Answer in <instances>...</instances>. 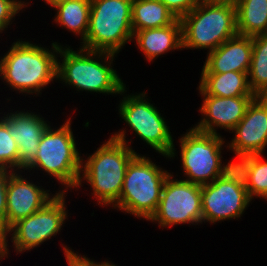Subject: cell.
<instances>
[{"mask_svg": "<svg viewBox=\"0 0 267 266\" xmlns=\"http://www.w3.org/2000/svg\"><path fill=\"white\" fill-rule=\"evenodd\" d=\"M125 131L122 129L114 133L107 142L89 155L87 161L82 159V175L77 188L86 180L98 205L114 206L118 202L128 163L138 154L129 147Z\"/></svg>", "mask_w": 267, "mask_h": 266, "instance_id": "6da1fadb", "label": "cell"}, {"mask_svg": "<svg viewBox=\"0 0 267 266\" xmlns=\"http://www.w3.org/2000/svg\"><path fill=\"white\" fill-rule=\"evenodd\" d=\"M180 21L184 49H209L210 52L238 34L234 3L201 0Z\"/></svg>", "mask_w": 267, "mask_h": 266, "instance_id": "277c9868", "label": "cell"}, {"mask_svg": "<svg viewBox=\"0 0 267 266\" xmlns=\"http://www.w3.org/2000/svg\"><path fill=\"white\" fill-rule=\"evenodd\" d=\"M59 54L63 59L62 63L57 59L56 80L77 88V91L85 90L108 95L116 93L121 95L126 92L125 84L111 66L116 54L83 48L74 51L70 46L64 48L61 45Z\"/></svg>", "mask_w": 267, "mask_h": 266, "instance_id": "3957f363", "label": "cell"}, {"mask_svg": "<svg viewBox=\"0 0 267 266\" xmlns=\"http://www.w3.org/2000/svg\"><path fill=\"white\" fill-rule=\"evenodd\" d=\"M17 0H0V33L12 24L13 18L20 12L27 2ZM11 22V23H10Z\"/></svg>", "mask_w": 267, "mask_h": 266, "instance_id": "484cf974", "label": "cell"}, {"mask_svg": "<svg viewBox=\"0 0 267 266\" xmlns=\"http://www.w3.org/2000/svg\"><path fill=\"white\" fill-rule=\"evenodd\" d=\"M46 190L13 171L7 184L6 233L19 220L25 219L41 209L54 196Z\"/></svg>", "mask_w": 267, "mask_h": 266, "instance_id": "9a60e30c", "label": "cell"}, {"mask_svg": "<svg viewBox=\"0 0 267 266\" xmlns=\"http://www.w3.org/2000/svg\"><path fill=\"white\" fill-rule=\"evenodd\" d=\"M12 172L7 169H0V239L6 234L7 184Z\"/></svg>", "mask_w": 267, "mask_h": 266, "instance_id": "4316f807", "label": "cell"}, {"mask_svg": "<svg viewBox=\"0 0 267 266\" xmlns=\"http://www.w3.org/2000/svg\"><path fill=\"white\" fill-rule=\"evenodd\" d=\"M18 147L9 134L7 126L0 120V169L17 171Z\"/></svg>", "mask_w": 267, "mask_h": 266, "instance_id": "d4e9b609", "label": "cell"}, {"mask_svg": "<svg viewBox=\"0 0 267 266\" xmlns=\"http://www.w3.org/2000/svg\"><path fill=\"white\" fill-rule=\"evenodd\" d=\"M203 96V104L199 111L205 117L194 127L196 130L218 134L216 129L232 131L244 117L248 105L256 96L217 97ZM215 127H217L215 129Z\"/></svg>", "mask_w": 267, "mask_h": 266, "instance_id": "2e32d148", "label": "cell"}, {"mask_svg": "<svg viewBox=\"0 0 267 266\" xmlns=\"http://www.w3.org/2000/svg\"><path fill=\"white\" fill-rule=\"evenodd\" d=\"M162 2L178 19L191 12L201 0H159Z\"/></svg>", "mask_w": 267, "mask_h": 266, "instance_id": "83f0119b", "label": "cell"}, {"mask_svg": "<svg viewBox=\"0 0 267 266\" xmlns=\"http://www.w3.org/2000/svg\"><path fill=\"white\" fill-rule=\"evenodd\" d=\"M251 202L242 175L235 166L213 182L201 186L202 222L236 219Z\"/></svg>", "mask_w": 267, "mask_h": 266, "instance_id": "8fae6325", "label": "cell"}, {"mask_svg": "<svg viewBox=\"0 0 267 266\" xmlns=\"http://www.w3.org/2000/svg\"><path fill=\"white\" fill-rule=\"evenodd\" d=\"M248 83L255 96L267 97V34L253 36Z\"/></svg>", "mask_w": 267, "mask_h": 266, "instance_id": "cb8c5ba5", "label": "cell"}, {"mask_svg": "<svg viewBox=\"0 0 267 266\" xmlns=\"http://www.w3.org/2000/svg\"><path fill=\"white\" fill-rule=\"evenodd\" d=\"M198 89L201 95L217 97L255 96L244 72L201 73Z\"/></svg>", "mask_w": 267, "mask_h": 266, "instance_id": "d6986e66", "label": "cell"}, {"mask_svg": "<svg viewBox=\"0 0 267 266\" xmlns=\"http://www.w3.org/2000/svg\"><path fill=\"white\" fill-rule=\"evenodd\" d=\"M132 39L150 62L169 50L183 49L181 21L177 18L165 27L136 31Z\"/></svg>", "mask_w": 267, "mask_h": 266, "instance_id": "ac0fdd59", "label": "cell"}, {"mask_svg": "<svg viewBox=\"0 0 267 266\" xmlns=\"http://www.w3.org/2000/svg\"><path fill=\"white\" fill-rule=\"evenodd\" d=\"M76 147L75 137L71 128L70 118L54 130L49 125L43 133L34 162L28 170L43 169L49 176L66 187L77 188L80 175L82 156ZM66 185V186H65Z\"/></svg>", "mask_w": 267, "mask_h": 266, "instance_id": "52a82bcc", "label": "cell"}, {"mask_svg": "<svg viewBox=\"0 0 267 266\" xmlns=\"http://www.w3.org/2000/svg\"><path fill=\"white\" fill-rule=\"evenodd\" d=\"M103 266H116L115 264L110 263L109 261L103 262Z\"/></svg>", "mask_w": 267, "mask_h": 266, "instance_id": "1f68e13d", "label": "cell"}, {"mask_svg": "<svg viewBox=\"0 0 267 266\" xmlns=\"http://www.w3.org/2000/svg\"><path fill=\"white\" fill-rule=\"evenodd\" d=\"M253 37L237 34L228 39L215 50L208 52L201 73H249Z\"/></svg>", "mask_w": 267, "mask_h": 266, "instance_id": "e0dca14e", "label": "cell"}, {"mask_svg": "<svg viewBox=\"0 0 267 266\" xmlns=\"http://www.w3.org/2000/svg\"><path fill=\"white\" fill-rule=\"evenodd\" d=\"M133 0H91L88 32L83 49L118 54L133 40Z\"/></svg>", "mask_w": 267, "mask_h": 266, "instance_id": "8992f818", "label": "cell"}, {"mask_svg": "<svg viewBox=\"0 0 267 266\" xmlns=\"http://www.w3.org/2000/svg\"><path fill=\"white\" fill-rule=\"evenodd\" d=\"M235 5L239 35L267 34V0H239Z\"/></svg>", "mask_w": 267, "mask_h": 266, "instance_id": "44dd1931", "label": "cell"}, {"mask_svg": "<svg viewBox=\"0 0 267 266\" xmlns=\"http://www.w3.org/2000/svg\"><path fill=\"white\" fill-rule=\"evenodd\" d=\"M225 141L220 134L196 130L194 127L180 138L184 179L200 186L209 184L233 167V160L222 165L221 150Z\"/></svg>", "mask_w": 267, "mask_h": 266, "instance_id": "ba28073f", "label": "cell"}, {"mask_svg": "<svg viewBox=\"0 0 267 266\" xmlns=\"http://www.w3.org/2000/svg\"><path fill=\"white\" fill-rule=\"evenodd\" d=\"M57 11L54 21L83 41L88 32L91 0H66L54 7Z\"/></svg>", "mask_w": 267, "mask_h": 266, "instance_id": "603a6c76", "label": "cell"}, {"mask_svg": "<svg viewBox=\"0 0 267 266\" xmlns=\"http://www.w3.org/2000/svg\"><path fill=\"white\" fill-rule=\"evenodd\" d=\"M262 155H249L233 162L242 175L251 201L253 197L267 200V160L264 161Z\"/></svg>", "mask_w": 267, "mask_h": 266, "instance_id": "7402d4cb", "label": "cell"}, {"mask_svg": "<svg viewBox=\"0 0 267 266\" xmlns=\"http://www.w3.org/2000/svg\"><path fill=\"white\" fill-rule=\"evenodd\" d=\"M146 93L123 97L119 104L120 117L144 142L164 157H175L173 138L165 118L145 99Z\"/></svg>", "mask_w": 267, "mask_h": 266, "instance_id": "30bf717a", "label": "cell"}, {"mask_svg": "<svg viewBox=\"0 0 267 266\" xmlns=\"http://www.w3.org/2000/svg\"><path fill=\"white\" fill-rule=\"evenodd\" d=\"M239 0H217V2H229L236 4Z\"/></svg>", "mask_w": 267, "mask_h": 266, "instance_id": "4dcf8cb0", "label": "cell"}, {"mask_svg": "<svg viewBox=\"0 0 267 266\" xmlns=\"http://www.w3.org/2000/svg\"><path fill=\"white\" fill-rule=\"evenodd\" d=\"M148 221L158 222L159 227L202 224L201 186L173 179L170 173L164 182L157 210Z\"/></svg>", "mask_w": 267, "mask_h": 266, "instance_id": "7c38bea8", "label": "cell"}, {"mask_svg": "<svg viewBox=\"0 0 267 266\" xmlns=\"http://www.w3.org/2000/svg\"><path fill=\"white\" fill-rule=\"evenodd\" d=\"M66 190L58 191L54 197L46 203L41 209L15 223L7 233L0 239V260L7 258L8 235L14 248L18 253L31 251L35 247H39L48 239H52L60 232L65 220L67 219V211L65 205Z\"/></svg>", "mask_w": 267, "mask_h": 266, "instance_id": "9c48e42d", "label": "cell"}, {"mask_svg": "<svg viewBox=\"0 0 267 266\" xmlns=\"http://www.w3.org/2000/svg\"><path fill=\"white\" fill-rule=\"evenodd\" d=\"M132 31L171 25L177 17L159 0L132 1Z\"/></svg>", "mask_w": 267, "mask_h": 266, "instance_id": "ffe728a7", "label": "cell"}, {"mask_svg": "<svg viewBox=\"0 0 267 266\" xmlns=\"http://www.w3.org/2000/svg\"><path fill=\"white\" fill-rule=\"evenodd\" d=\"M66 262L68 266H103V262H95L94 260H90V258H86V256L78 255L72 249L67 248V246L63 247Z\"/></svg>", "mask_w": 267, "mask_h": 266, "instance_id": "f1b7e54d", "label": "cell"}, {"mask_svg": "<svg viewBox=\"0 0 267 266\" xmlns=\"http://www.w3.org/2000/svg\"><path fill=\"white\" fill-rule=\"evenodd\" d=\"M59 47L54 42L50 51L28 41L14 42L0 59V77L22 94L39 95L42 88L56 79Z\"/></svg>", "mask_w": 267, "mask_h": 266, "instance_id": "7a4b0ae2", "label": "cell"}, {"mask_svg": "<svg viewBox=\"0 0 267 266\" xmlns=\"http://www.w3.org/2000/svg\"><path fill=\"white\" fill-rule=\"evenodd\" d=\"M233 132L235 136L227 148L237 159L263 154L267 147V97L256 96L252 100Z\"/></svg>", "mask_w": 267, "mask_h": 266, "instance_id": "4fadbf2b", "label": "cell"}, {"mask_svg": "<svg viewBox=\"0 0 267 266\" xmlns=\"http://www.w3.org/2000/svg\"><path fill=\"white\" fill-rule=\"evenodd\" d=\"M18 147V170H27L34 162L43 133L49 126L43 117L32 112L16 111L0 119Z\"/></svg>", "mask_w": 267, "mask_h": 266, "instance_id": "5bb4252c", "label": "cell"}, {"mask_svg": "<svg viewBox=\"0 0 267 266\" xmlns=\"http://www.w3.org/2000/svg\"><path fill=\"white\" fill-rule=\"evenodd\" d=\"M46 4L50 5L51 7H55L60 3L65 2L66 0H43Z\"/></svg>", "mask_w": 267, "mask_h": 266, "instance_id": "f546056e", "label": "cell"}, {"mask_svg": "<svg viewBox=\"0 0 267 266\" xmlns=\"http://www.w3.org/2000/svg\"><path fill=\"white\" fill-rule=\"evenodd\" d=\"M169 174L149 157L136 154L128 163L121 195L113 207L149 220L157 210Z\"/></svg>", "mask_w": 267, "mask_h": 266, "instance_id": "5b68a950", "label": "cell"}]
</instances>
